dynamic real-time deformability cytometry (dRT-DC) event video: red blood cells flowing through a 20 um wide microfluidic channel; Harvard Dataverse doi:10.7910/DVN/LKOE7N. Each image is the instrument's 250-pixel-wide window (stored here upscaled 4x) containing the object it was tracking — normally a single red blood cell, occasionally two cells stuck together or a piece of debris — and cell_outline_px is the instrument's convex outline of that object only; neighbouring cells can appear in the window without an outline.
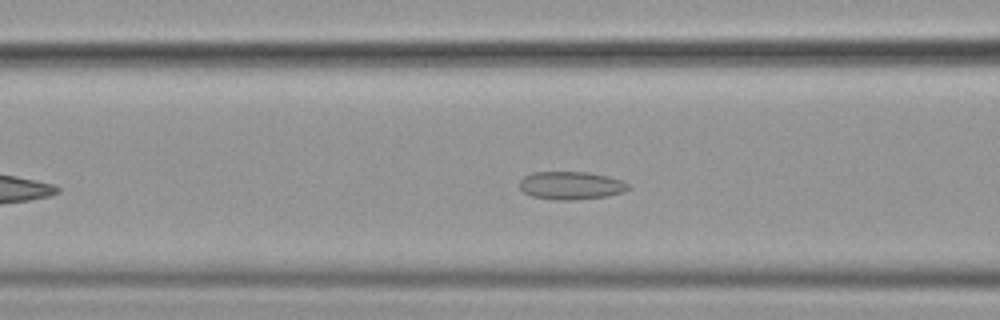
{"species": "common noctule bat (a hibernating species)", "species_latin": "Nyctalus noctula", "temperature_condition": "cold", "stored_images_in_passage": 39, "camera_frame_rate_fps": 3000, "um_per_image_px": 0.085, "animal": {"sex": "female", "body_mass_g": 19.9}, "frame": {"image": 1, "passage_image": 14, "time_ms": 4.333, "image_size_px": [1000, 320], "cell_outline_px": [[632, 188], [624, 192], [608, 196], [572, 200], [552, 200], [532, 196], [524, 192], [520, 188], [520, 180], [524, 176], [532, 172], [588, 172], [608, 176], [620, 180], [628, 184]], "centroid_in_image_um": [48.54, 15.77], "position_along_channel_um": 118.1, "area_um2": 17.86}}
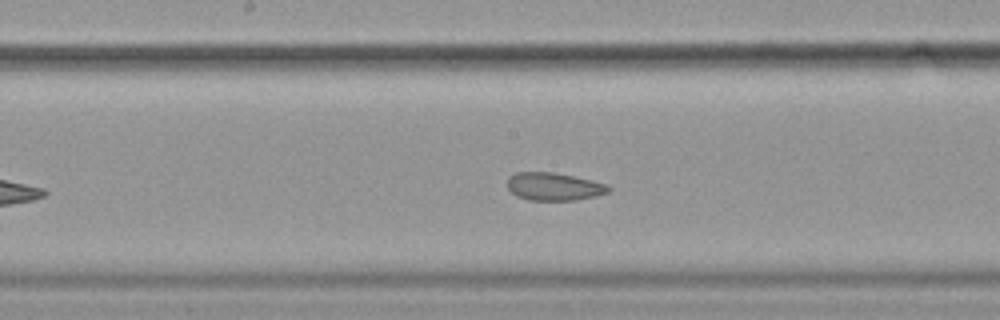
{"frame": {"image": 2, "passage_image": 21, "time_ms": 6.667, "image_size_px": [1000, 320], "cell_outline_px": [[612, 188], [608, 192], [596, 196], [576, 200], [528, 200], [516, 196], [508, 188], [508, 176], [516, 172], [552, 172], [592, 180], [608, 184]], "centroid_in_image_um": [47.09, 15.86], "position_along_channel_um": 201.1, "area_um2": 16.47}}
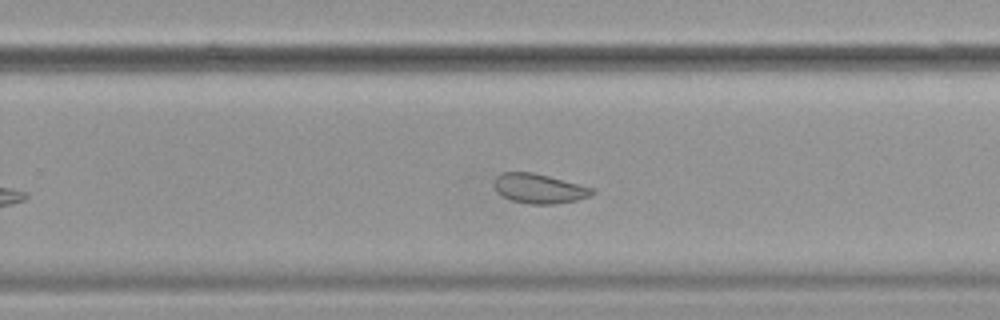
{"frame": {"image": 3, "passage_image": 28, "time_ms": 9.0, "image_size_px": [1000, 320], "cell_outline_px": [[596, 192], [592, 196], [576, 200], [552, 204], [532, 204], [512, 200], [496, 192], [496, 176], [500, 172], [532, 172], [596, 188]], "centroid_in_image_um": [45.89, 16.02], "position_along_channel_um": 283.9, "area_um2": 16.82}, "authors_computed_cell_mechanics": {"area_um2": 17.8602, "velocity_mm_per_s": 3.5611, "shape_relaxation_time_tau1_ms": null, "shape_relaxation_time_tau2_ms": 2.0483, "deformation_change_tau1": null, "deformation_change_tau2": 0.0682}}